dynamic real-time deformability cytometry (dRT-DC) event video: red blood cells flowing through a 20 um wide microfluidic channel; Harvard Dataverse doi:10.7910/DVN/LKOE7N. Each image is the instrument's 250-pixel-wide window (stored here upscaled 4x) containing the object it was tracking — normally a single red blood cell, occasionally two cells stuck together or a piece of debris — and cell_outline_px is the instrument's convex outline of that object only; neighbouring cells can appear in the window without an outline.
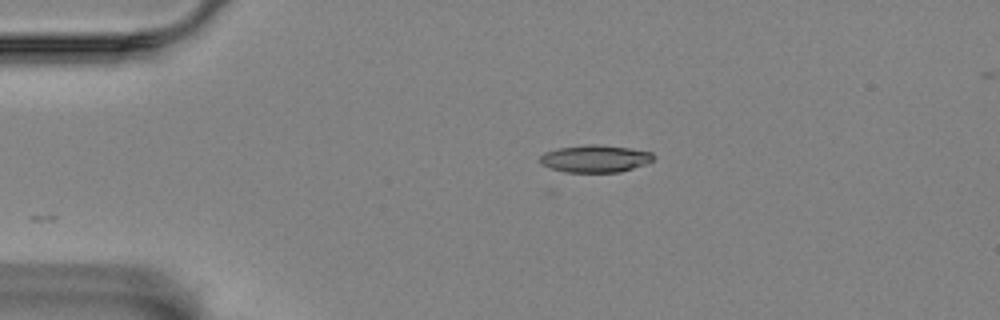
{"species": "Egyptian fruit bat (a non-hibernating species)", "species_latin": "Rousettus aegyptiacus", "temperature_condition": "room temperature", "stored_images_in_passage": 47, "camera_frame_rate_fps": 3000, "um_per_image_px": 0.085, "animal": {"sex": "female"}, "frame": {"image": 1, "passage_image": 1, "time_ms": 0.0, "image_size_px": [1000, 320], "cell_outline_px": [[656, 156], [652, 160], [644, 164], [620, 172], [564, 172], [548, 168], [540, 164], [540, 156], [544, 152], [556, 148], [588, 144], [600, 144], [628, 148], [652, 152]], "centroid_in_image_um": [50.54, 13.48], "position_along_channel_um": 34.5, "area_um2": 18.21}}
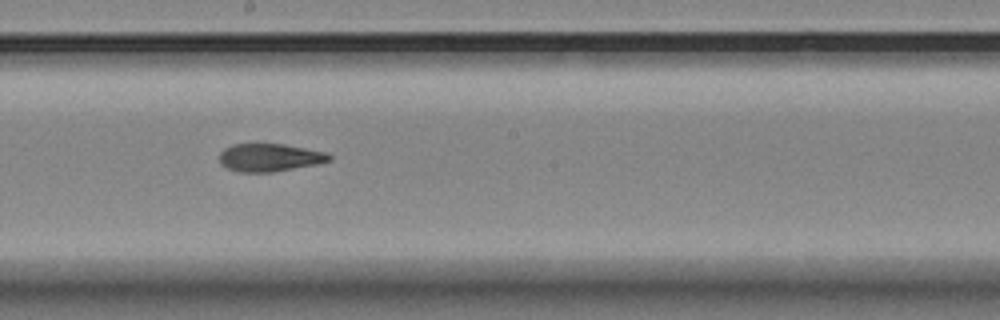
{"frame": {"image": 2, "passage_image": 21, "time_ms": 6.667, "image_size_px": [1000, 320], "cell_outline_px": [[332, 160], [320, 164], [272, 172], [236, 172], [220, 164], [220, 152], [224, 148], [232, 144], [284, 144], [328, 152], [332, 156]], "centroid_in_image_um": [22.96, 13.39], "position_along_channel_um": 225.2, "area_um2": 18.09}}
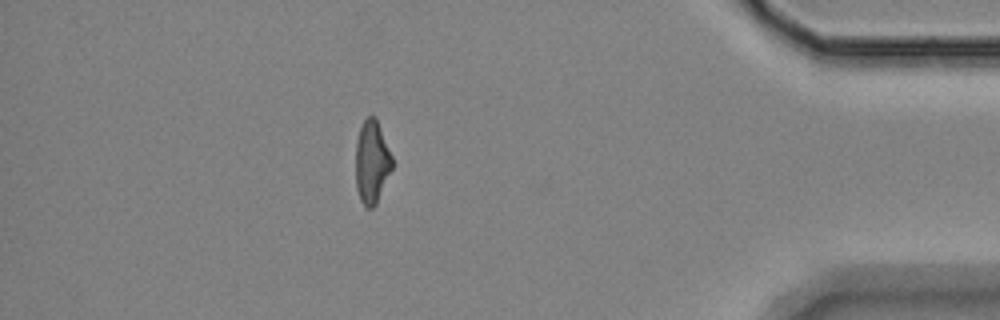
{"frame": {"image": 3, "passage_image": 40, "time_ms": 13.0, "image_size_px": [1000, 320], "cell_outline_px": [[392, 168], [376, 204], [372, 208], [364, 208], [360, 200], [356, 188], [356, 140], [360, 128], [364, 120], [368, 116], [376, 116], [392, 156]], "centroid_in_image_um": [31.6, 13.77], "position_along_channel_um": 403.6, "area_um2": 17.69}, "authors_computed_cell_mechanics": {"area_um2": 18.3226, "velocity_mm_per_s": 3.467, "shape_relaxation_time_tau1_ms": null, "shape_relaxation_time_tau2_ms": 3.3227, "deformation_change_tau1": null, "deformation_change_tau2": 0.1137}}